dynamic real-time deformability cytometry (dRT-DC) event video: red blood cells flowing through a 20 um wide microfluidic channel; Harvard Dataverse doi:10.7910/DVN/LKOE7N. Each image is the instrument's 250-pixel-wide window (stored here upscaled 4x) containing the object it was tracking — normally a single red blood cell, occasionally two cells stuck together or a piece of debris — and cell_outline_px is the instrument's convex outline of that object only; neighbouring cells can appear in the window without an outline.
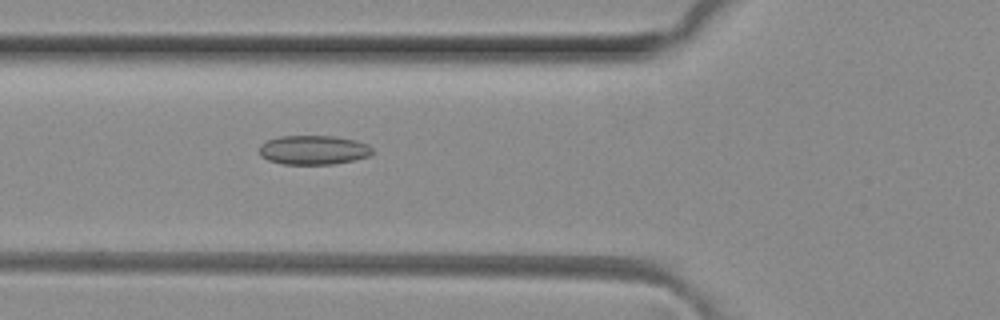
{"species": "common noctule bat (a hibernating species)", "species_latin": "Nyctalus noctula", "temperature_condition": "room temperature", "stored_images_in_passage": 3, "camera_frame_rate_fps": 3000, "um_per_image_px": 0.085, "animal": {"sex": "female", "body_mass_g": 29.2, "forearm_length_mm": 56.3}, "frame": {"image": 1, "passage_image": 3, "time_ms": 0.667, "image_size_px": [1000, 320], "cell_outline_px": [[372, 152], [368, 156], [352, 160], [332, 164], [284, 164], [268, 160], [260, 156], [260, 144], [268, 140], [280, 136], [336, 136], [356, 140], [368, 144], [372, 148]], "centroid_in_image_um": [26.63, 12.74], "position_along_channel_um": 99.2, "area_um2": 19.19}}